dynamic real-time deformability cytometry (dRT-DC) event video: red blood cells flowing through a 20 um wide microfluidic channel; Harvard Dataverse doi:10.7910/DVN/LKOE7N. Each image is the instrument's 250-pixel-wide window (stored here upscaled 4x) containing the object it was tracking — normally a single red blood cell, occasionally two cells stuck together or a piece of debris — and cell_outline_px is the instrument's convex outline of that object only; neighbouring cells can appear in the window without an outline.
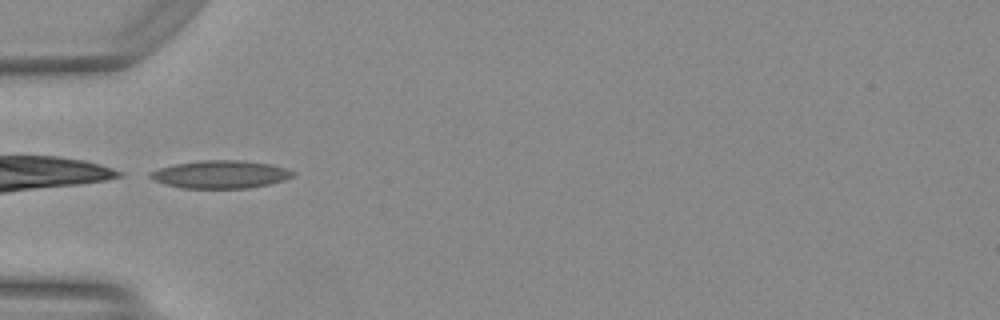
{"species": "Egyptian fruit bat (a non-hibernating species)", "species_latin": "Rousettus aegyptiacus", "temperature_condition": "warm", "stored_images_in_passage": 27, "camera_frame_rate_fps": 3000, "um_per_image_px": 0.085, "animal": {"sex": "female"}, "frame": {"image": 1, "passage_image": 1, "time_ms": 0.0, "image_size_px": [1000, 320], "cell_outline_px": [[296, 172], [292, 176], [284, 180], [268, 184], [248, 188], [180, 188], [164, 184], [148, 176], [152, 172], [160, 168], [176, 164], [200, 160], [240, 160], [268, 164], [284, 168]], "centroid_in_image_um": [18.74, 14.82], "position_along_channel_um": 66.3, "area_um2": 22.83}, "authors_computed_cell_mechanics": {"area_um2": 20.808, "velocity_mm_per_s": 4.1922, "shape_relaxation_time_tau1_ms": 7.015, "shape_relaxation_time_tau2_ms": 1.6679, "deformation_change_tau1": 0.2257, "deformation_change_tau2": 0.107}}